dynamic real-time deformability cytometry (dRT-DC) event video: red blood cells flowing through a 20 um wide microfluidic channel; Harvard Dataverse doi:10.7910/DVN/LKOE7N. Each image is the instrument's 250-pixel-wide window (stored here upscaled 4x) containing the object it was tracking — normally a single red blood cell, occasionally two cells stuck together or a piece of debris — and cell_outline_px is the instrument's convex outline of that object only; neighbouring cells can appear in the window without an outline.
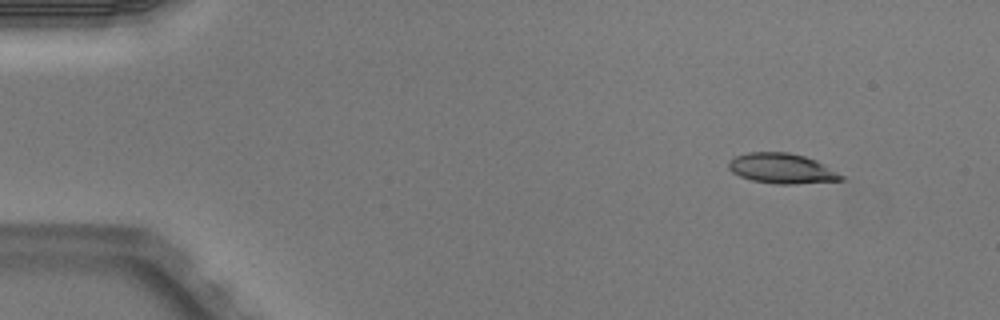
{"species": "Egyptian fruit bat (a non-hibernating species)", "species_latin": "Rousettus aegyptiacus", "temperature_condition": "warm", "stored_images_in_passage": 5, "camera_frame_rate_fps": 3000, "um_per_image_px": 0.085, "animal": {"sex": "male"}, "frame": {"image": 1, "passage_image": 2, "time_ms": 0.333, "image_size_px": [1000, 320], "cell_outline_px": [[848, 180], [792, 184], [776, 184], [752, 180], [740, 176], [732, 172], [728, 168], [728, 160], [736, 156], [748, 152], [788, 152], [804, 156], [816, 160], [824, 164], [844, 176]], "centroid_in_image_um": [66.47, 14.32], "position_along_channel_um": 18.5, "area_um2": 19.88}}
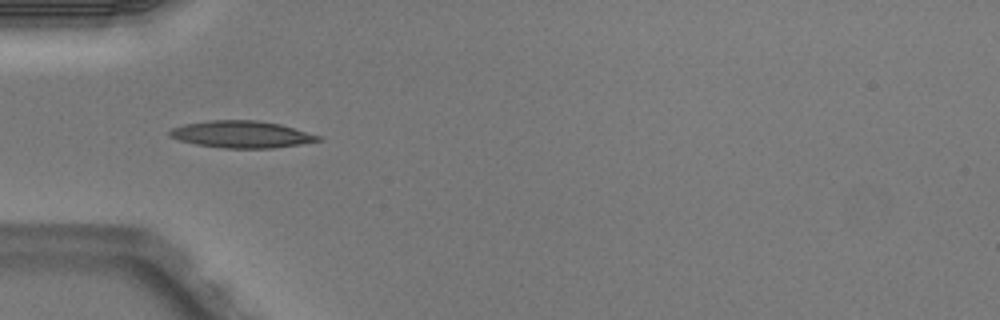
{"frame": {"image": 2, "passage_image": 5, "time_ms": 1.333, "image_size_px": [1000, 320], "cell_outline_px": [[324, 140], [300, 144], [272, 148], [224, 148], [196, 144], [180, 140], [168, 136], [168, 132], [172, 128], [184, 124], [208, 120], [256, 120], [280, 124], [320, 136]], "centroid_in_image_um": [20.52, 11.42], "position_along_channel_um": 64.5, "area_um2": 23.24}}